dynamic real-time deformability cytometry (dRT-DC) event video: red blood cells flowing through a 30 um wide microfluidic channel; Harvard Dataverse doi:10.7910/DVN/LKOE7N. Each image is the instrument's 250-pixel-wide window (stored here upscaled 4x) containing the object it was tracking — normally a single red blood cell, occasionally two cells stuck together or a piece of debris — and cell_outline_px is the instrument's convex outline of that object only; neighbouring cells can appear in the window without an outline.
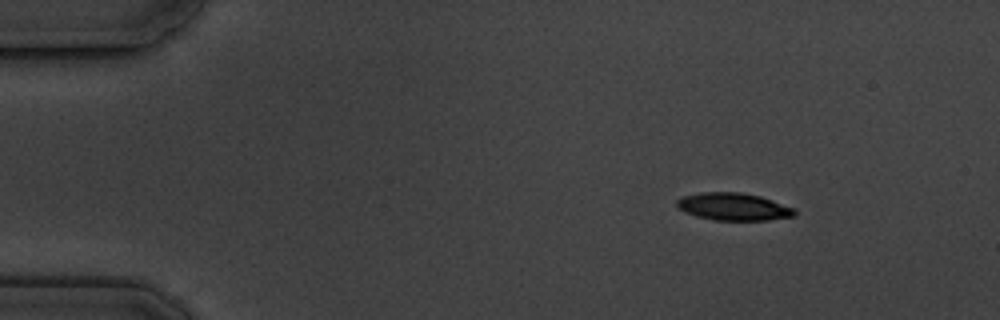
{"species": "common noctule bat (a hibernating species)", "species_latin": "Nyctalus noctula", "temperature_condition": "cold", "stored_images_in_passage": 4, "camera_frame_rate_fps": 3000, "um_per_image_px": 0.085, "animal": {"sex": "male", "body_mass_g": 19.5, "forearm_length_mm": 54.6}, "frame": {"image": 1, "passage_image": 2, "time_ms": 1.333, "image_size_px": [1000, 320], "cell_outline_px": [[796, 216], [768, 220], [716, 220], [696, 216], [684, 212], [676, 204], [676, 200], [684, 196], [700, 192], [740, 192], [760, 196], [796, 208]], "centroid_in_image_um": [62.38, 17.57], "position_along_channel_um": 22.6, "area_um2": 18.9}}
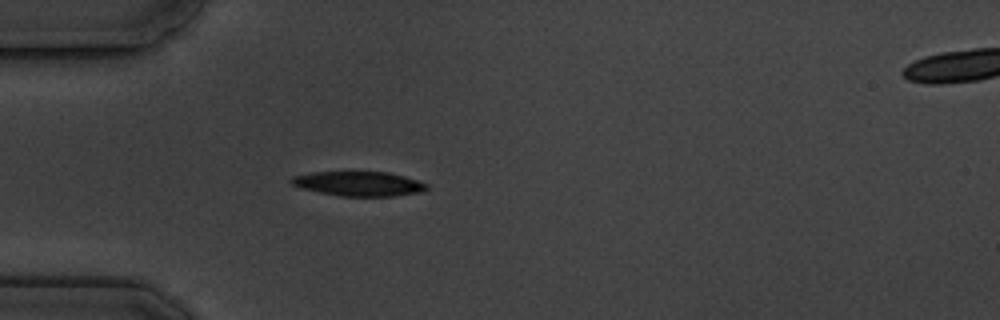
{"frame": {"image": 2, "passage_image": 4, "time_ms": 4.333, "image_size_px": [1000, 320], "cell_outline_px": [[428, 188], [420, 192], [392, 196], [340, 196], [320, 192], [304, 188], [292, 184], [288, 180], [292, 176], [312, 172], [388, 172], [404, 176], [428, 184]], "centroid_in_image_um": [30.49, 15.61], "position_along_channel_um": 54.5, "area_um2": 19.19}}